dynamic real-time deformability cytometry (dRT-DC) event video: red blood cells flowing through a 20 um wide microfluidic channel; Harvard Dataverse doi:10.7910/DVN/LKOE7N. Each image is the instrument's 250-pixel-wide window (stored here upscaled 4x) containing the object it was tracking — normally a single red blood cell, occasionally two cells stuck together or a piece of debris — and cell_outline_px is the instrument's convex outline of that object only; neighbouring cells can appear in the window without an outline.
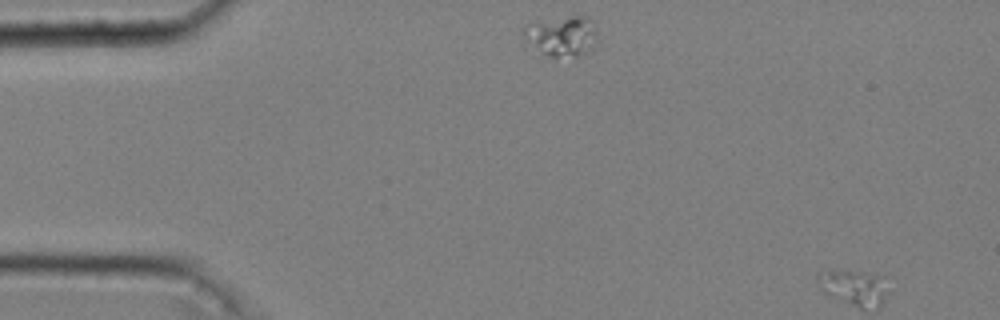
{"species": "common noctule bat (a hibernating species)", "species_latin": "Nyctalus noctula", "temperature_condition": "cold", "stored_images_in_passage": 3, "segment_of_instrument_passage": [1, 2], "camera_frame_rate_fps": 3000, "um_per_image_px": 0.085, "animal": {"sex": "male", "body_mass_g": 20.4}, "frame": {"image": 1, "passage_image": 1, "time_ms": 0.0, "image_size_px": [1000, 320], "cell_outline_px": [[596, 40], [588, 52], [580, 56], [552, 60], [540, 56], [524, 44], [524, 28], [532, 20], [572, 16], [588, 16], [592, 20], [596, 28]], "centroid_in_image_um": [47.65, 3.12], "position_along_channel_um": 37.3, "area_um2": 18.67}}